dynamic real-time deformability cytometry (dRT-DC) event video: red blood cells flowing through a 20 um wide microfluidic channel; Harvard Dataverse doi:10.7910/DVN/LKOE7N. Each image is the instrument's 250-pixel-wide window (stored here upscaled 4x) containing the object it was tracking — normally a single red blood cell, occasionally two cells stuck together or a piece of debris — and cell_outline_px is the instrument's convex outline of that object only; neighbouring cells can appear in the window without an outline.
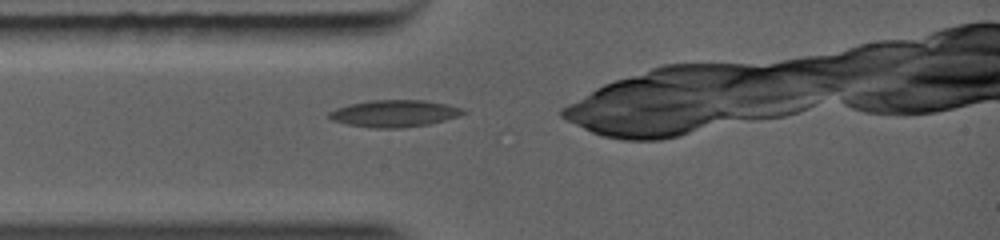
{"species": "common noctule bat (a hibernating species)", "species_latin": "Nyctalus noctula", "temperature_condition": "warm", "stored_images_in_passage": 5, "camera_frame_rate_fps": 5000, "um_per_image_px": 0.085, "animal": {"sex": "female", "body_mass_g": 19.0, "forearm_length_mm": 56.7}, "frame": {"image": 1, "passage_image": 1, "time_ms": 0.0, "image_size_px": [1000, 240], "cell_outline_px": [[468, 112], [460, 116], [428, 124], [400, 128], [372, 128], [348, 124], [332, 120], [328, 116], [328, 112], [336, 108], [348, 104], [368, 100], [424, 100], [448, 104], [460, 108]], "centroid_in_image_um": [33.51, 9.64], "position_along_channel_um": 51.5, "area_um2": 21.1}}
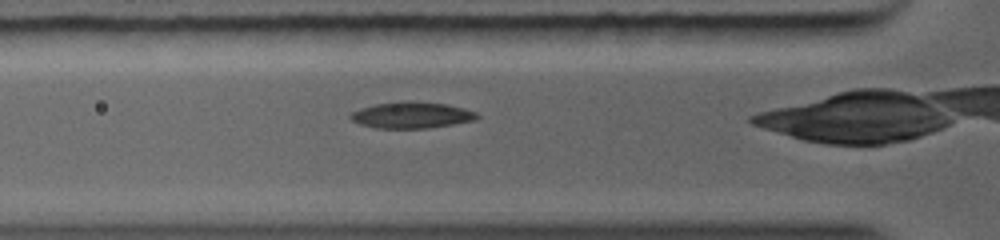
{"frame": {"image": 2, "passage_image": 3, "time_ms": 0.8, "image_size_px": [1000, 240], "cell_outline_px": [[480, 116], [476, 120], [428, 128], [376, 128], [360, 124], [352, 120], [348, 116], [352, 112], [360, 108], [376, 104], [400, 100], [408, 100], [448, 104], [464, 108], [476, 112]], "centroid_in_image_um": [34.99, 9.77], "position_along_channel_um": 90.8, "area_um2": 19.59}}